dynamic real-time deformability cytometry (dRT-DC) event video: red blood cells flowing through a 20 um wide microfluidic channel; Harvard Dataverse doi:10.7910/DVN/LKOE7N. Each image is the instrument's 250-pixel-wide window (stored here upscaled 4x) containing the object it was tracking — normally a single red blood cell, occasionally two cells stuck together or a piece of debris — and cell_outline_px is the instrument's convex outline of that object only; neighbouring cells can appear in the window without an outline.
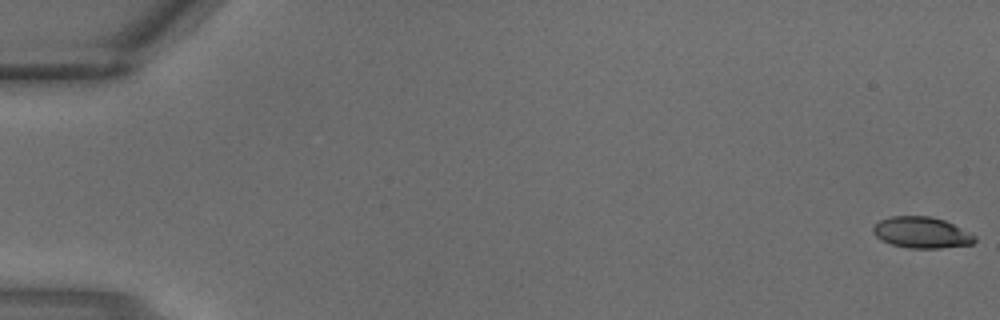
{"species": "common noctule bat (a hibernating species)", "species_latin": "Nyctalus noctula", "temperature_condition": "warm", "stored_images_in_passage": 3, "camera_frame_rate_fps": 3000, "um_per_image_px": 0.085, "animal": {"sex": "male", "body_mass_g": 18.8}, "frame": {"image": 1, "passage_image": 1, "time_ms": 0.0, "image_size_px": [1000, 320], "cell_outline_px": [[976, 240], [972, 244], [940, 248], [908, 248], [892, 244], [876, 236], [872, 232], [872, 228], [880, 220], [892, 216], [928, 216], [944, 220], [976, 236]], "centroid_in_image_um": [78.33, 19.77], "position_along_channel_um": 6.7, "area_um2": 18.21}}
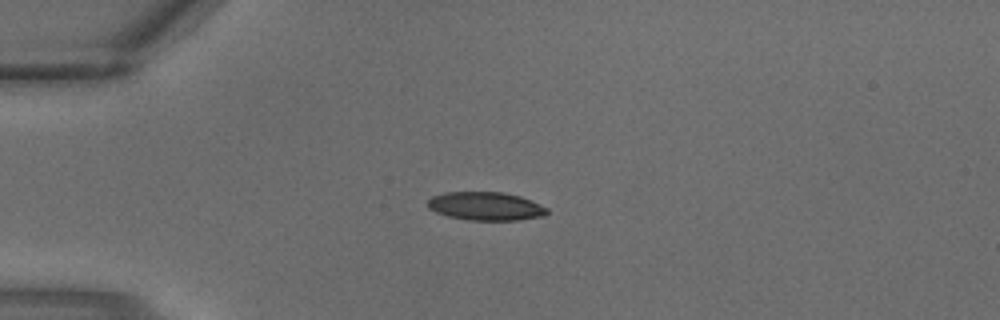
{"frame": {"image": 2, "passage_image": 3, "time_ms": 0.667, "image_size_px": [1000, 320], "cell_outline_px": [[548, 212], [544, 216], [520, 220], [468, 220], [448, 216], [436, 212], [428, 208], [428, 200], [432, 196], [444, 192], [504, 192], [520, 196], [532, 200], [548, 208]], "centroid_in_image_um": [41.31, 17.52], "position_along_channel_um": 43.7, "area_um2": 19.88}}